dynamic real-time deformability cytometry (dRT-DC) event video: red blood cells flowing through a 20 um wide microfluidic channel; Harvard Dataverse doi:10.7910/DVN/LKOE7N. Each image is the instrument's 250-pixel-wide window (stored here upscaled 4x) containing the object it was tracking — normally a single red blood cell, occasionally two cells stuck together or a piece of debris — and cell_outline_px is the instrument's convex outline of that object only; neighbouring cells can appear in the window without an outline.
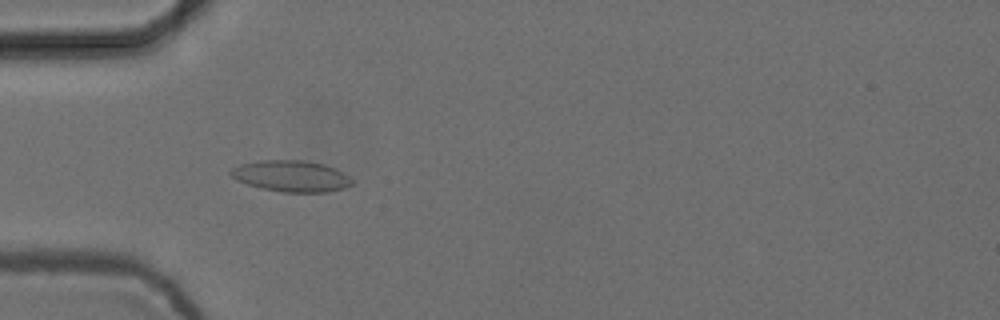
{"species": "common noctule bat (a hibernating species)", "species_latin": "Nyctalus noctula", "temperature_condition": "cold", "stored_images_in_passage": 9, "camera_frame_rate_fps": 3000, "um_per_image_px": 0.085, "animal": {"sex": "female", "body_mass_g": 24.6, "forearm_length_mm": 56.2}, "frame": {"image": 1, "passage_image": 6, "time_ms": 1.667, "image_size_px": [1000, 320], "cell_outline_px": [[352, 184], [344, 188], [328, 192], [280, 192], [260, 188], [236, 180], [228, 172], [232, 168], [240, 164], [260, 160], [304, 160], [324, 164], [336, 168], [348, 176], [352, 180]], "centroid_in_image_um": [24.74, 14.96], "position_along_channel_um": 60.3, "area_um2": 22.2}}
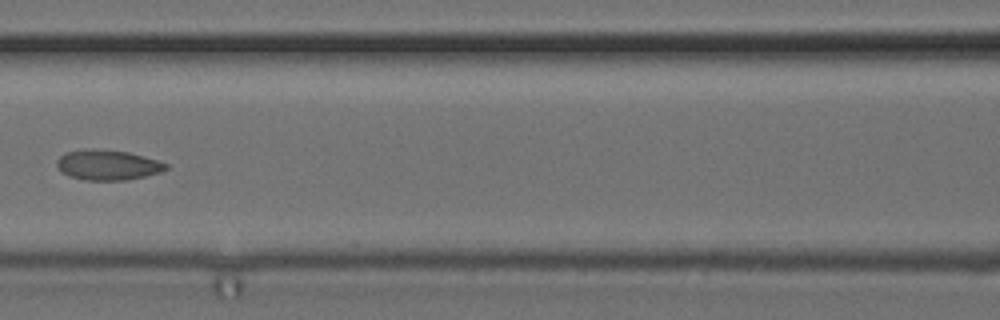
{"frame": {"image": 2, "passage_image": 8, "time_ms": 2.333, "image_size_px": [1000, 320], "cell_outline_px": [[168, 168], [160, 172], [128, 180], [84, 180], [68, 176], [56, 164], [56, 160], [60, 156], [68, 152], [84, 148], [92, 148], [128, 152], [156, 160], [168, 164]], "centroid_in_image_um": [9.14, 14.02], "position_along_channel_um": 157.5, "area_um2": 19.07}}
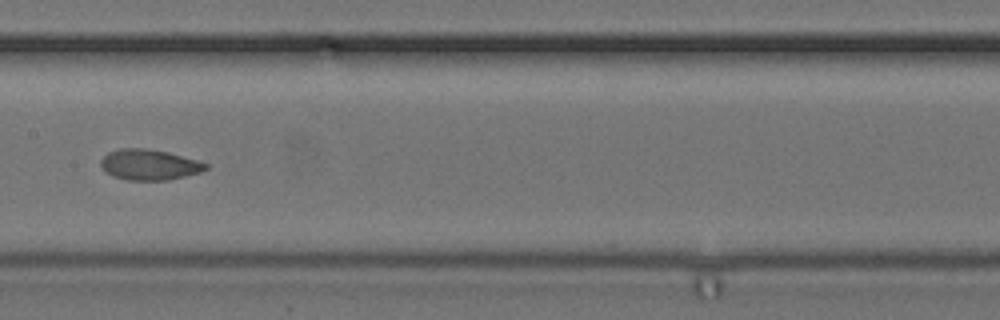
{"frame": {"image": 3, "passage_image": 9, "time_ms": 2.667, "image_size_px": [1000, 320], "cell_outline_px": [[208, 168], [200, 172], [168, 180], [128, 180], [112, 176], [100, 164], [100, 160], [108, 152], [120, 148], [144, 148], [168, 152], [196, 160], [208, 164]], "centroid_in_image_um": [12.68, 13.99], "position_along_channel_um": 194.7, "area_um2": 18.55}}